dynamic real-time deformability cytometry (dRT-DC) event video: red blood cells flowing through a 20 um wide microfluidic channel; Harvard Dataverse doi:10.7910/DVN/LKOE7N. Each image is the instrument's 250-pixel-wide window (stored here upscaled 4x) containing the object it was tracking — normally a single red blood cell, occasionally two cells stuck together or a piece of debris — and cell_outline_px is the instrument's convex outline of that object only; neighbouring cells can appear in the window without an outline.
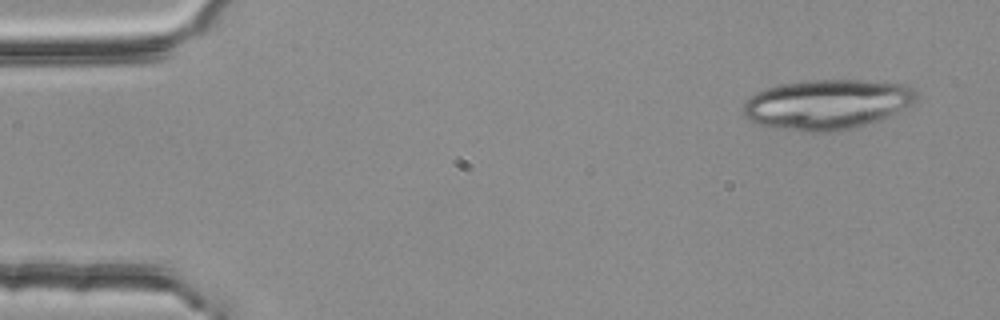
{"species": "common noctule bat (a hibernating species)", "species_latin": "Nyctalus noctula", "temperature_condition": "room temperature", "stored_images_in_passage": 4, "camera_frame_rate_fps": 3000, "um_per_image_px": 0.085, "animal": {"sex": "female", "body_mass_g": 25.1}, "frame": {"image": 1, "passage_image": 1, "time_ms": 0.0, "image_size_px": [1000, 320], "cell_outline_px": [[916, 100], [912, 104], [876, 120], [856, 128], [832, 132], [804, 132], [772, 128], [748, 120], [744, 116], [744, 100], [756, 92], [764, 88], [780, 84], [804, 80], [864, 80], [908, 84], [916, 88]], "centroid_in_image_um": [70.26, 8.86], "position_along_channel_um": 14.7, "area_um2": 50.81}}